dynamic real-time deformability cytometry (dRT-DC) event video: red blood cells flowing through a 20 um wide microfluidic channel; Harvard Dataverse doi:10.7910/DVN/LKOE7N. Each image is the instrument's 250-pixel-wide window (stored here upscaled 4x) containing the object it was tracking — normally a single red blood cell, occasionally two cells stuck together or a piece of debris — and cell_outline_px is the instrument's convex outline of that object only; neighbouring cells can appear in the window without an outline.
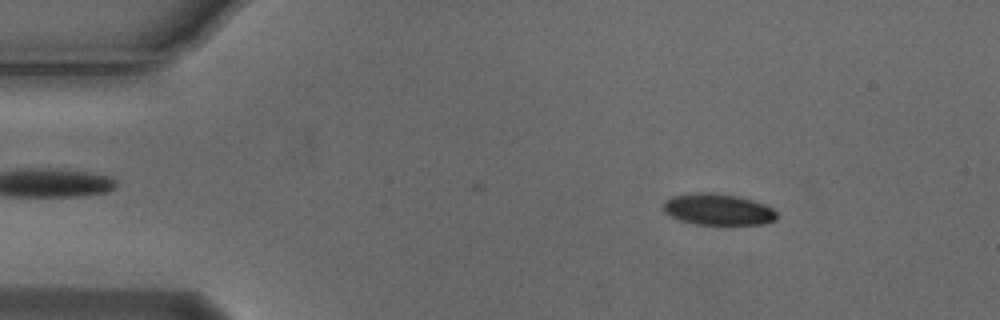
{"species": "Egyptian fruit bat (a non-hibernating species)", "species_latin": "Rousettus aegyptiacus", "temperature_condition": "cold", "stored_images_in_passage": 29, "camera_frame_rate_fps": 3000, "um_per_image_px": 0.085, "animal": {"sex": "male"}, "frame": {"image": 1, "passage_image": 8, "time_ms": 2.333, "image_size_px": [1000, 320], "cell_outline_px": [[776, 220], [764, 224], [696, 224], [680, 220], [664, 212], [660, 208], [664, 200], [672, 196], [696, 192], [716, 192], [736, 196], [752, 200], [764, 204], [772, 208], [776, 212]], "centroid_in_image_um": [60.98, 17.79], "position_along_channel_um": 24.0, "area_um2": 20.87}}
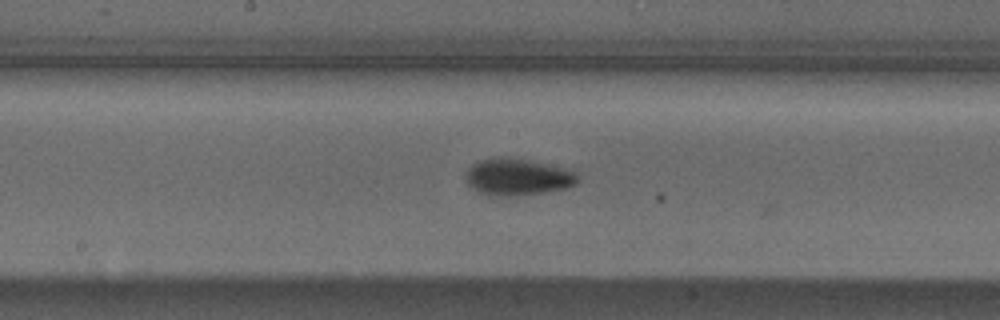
{"frame": {"image": 2, "passage_image": 28, "time_ms": 9.0, "image_size_px": [1000, 320], "cell_outline_px": [[576, 184], [568, 188], [540, 192], [508, 196], [492, 196], [480, 192], [472, 188], [464, 180], [464, 176], [468, 168], [472, 164], [480, 160], [500, 156], [508, 156], [528, 160], [564, 168], [576, 172]], "centroid_in_image_um": [43.93, 15.03], "position_along_channel_um": 204.3, "area_um2": 23.93}}